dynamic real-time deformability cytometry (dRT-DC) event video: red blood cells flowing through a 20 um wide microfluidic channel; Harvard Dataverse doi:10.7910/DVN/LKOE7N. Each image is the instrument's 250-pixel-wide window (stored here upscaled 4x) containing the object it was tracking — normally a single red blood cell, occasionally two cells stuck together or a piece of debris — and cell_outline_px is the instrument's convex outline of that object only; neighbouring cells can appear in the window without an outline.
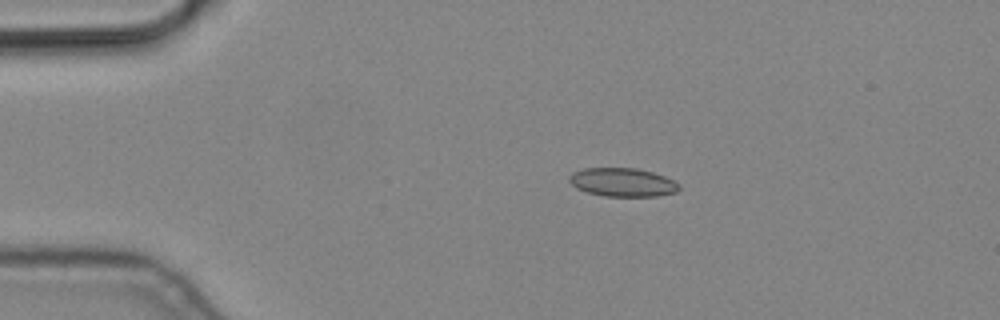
{"species": "common noctule bat (a hibernating species)", "species_latin": "Nyctalus noctula", "temperature_condition": "cold", "stored_images_in_passage": 5, "camera_frame_rate_fps": 3000, "um_per_image_px": 0.085, "animal": {"sex": "male", "body_mass_g": 19.2, "forearm_length_mm": 51.8}, "frame": {"image": 1, "passage_image": 4, "time_ms": 1.0, "image_size_px": [1000, 320], "cell_outline_px": [[680, 188], [676, 192], [656, 196], [604, 196], [588, 192], [576, 188], [568, 180], [568, 176], [572, 172], [584, 168], [636, 168], [652, 172], [664, 176], [680, 184]], "centroid_in_image_um": [52.9, 15.49], "position_along_channel_um": 32.1, "area_um2": 18.26}}